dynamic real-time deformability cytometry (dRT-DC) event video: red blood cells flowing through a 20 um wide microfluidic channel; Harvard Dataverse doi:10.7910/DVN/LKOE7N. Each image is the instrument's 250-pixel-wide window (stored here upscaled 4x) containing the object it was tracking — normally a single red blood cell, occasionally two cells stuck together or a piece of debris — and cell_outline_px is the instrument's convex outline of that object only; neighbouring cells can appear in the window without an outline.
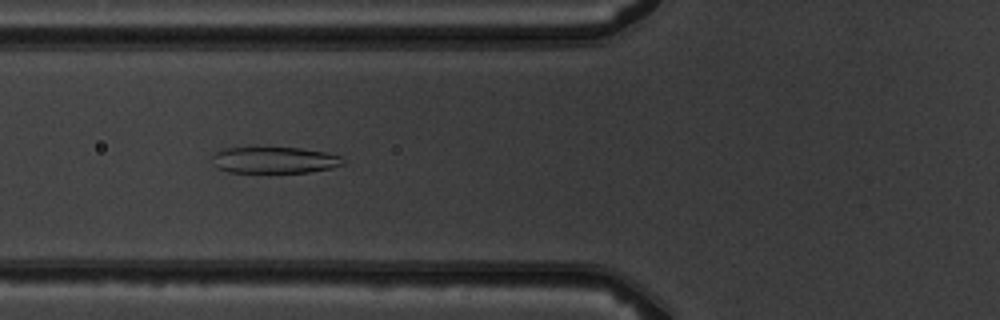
{"species": "common noctule bat (a hibernating species)", "species_latin": "Nyctalus noctula", "temperature_condition": "warm", "stored_images_in_passage": 7, "camera_frame_rate_fps": 3000, "um_per_image_px": 0.085, "animal": {"sex": "male", "body_mass_g": 19.5, "forearm_length_mm": 54.6}, "frame": {"image": 1, "passage_image": 7, "time_ms": 6.667, "image_size_px": [1000, 320], "cell_outline_px": [[344, 164], [328, 168], [308, 172], [228, 172], [216, 168], [212, 164], [212, 156], [216, 152], [224, 148], [300, 148], [324, 152], [340, 156], [344, 160]], "centroid_in_image_um": [23.27, 13.61], "position_along_channel_um": 102.5, "area_um2": 19.94}}